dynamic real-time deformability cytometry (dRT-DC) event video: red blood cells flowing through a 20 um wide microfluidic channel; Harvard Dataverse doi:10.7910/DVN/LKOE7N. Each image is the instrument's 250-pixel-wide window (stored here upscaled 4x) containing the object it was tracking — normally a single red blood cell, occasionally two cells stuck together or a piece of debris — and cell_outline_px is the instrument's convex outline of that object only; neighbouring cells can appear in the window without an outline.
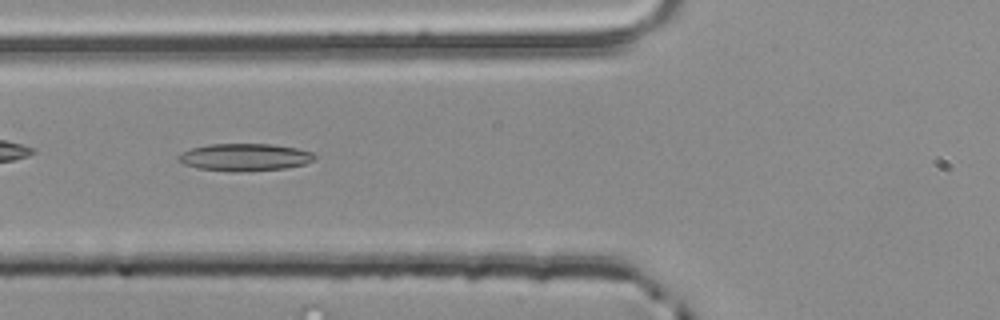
{"species": "common noctule bat (a hibernating species)", "species_latin": "Nyctalus noctula", "temperature_condition": "room temperature", "stored_images_in_passage": 46, "camera_frame_rate_fps": 3000, "um_per_image_px": 0.085, "animal": {"sex": "male", "body_mass_g": 20.4}, "frame": {"image": 1, "passage_image": 13, "time_ms": 4.0, "image_size_px": [1000, 320], "cell_outline_px": [[316, 160], [304, 164], [288, 168], [240, 172], [228, 172], [196, 168], [184, 164], [176, 160], [176, 156], [192, 148], [208, 144], [272, 144], [296, 148], [312, 152], [316, 156]], "centroid_in_image_um": [20.8, 13.37], "position_along_channel_um": 105.0, "area_um2": 22.02}}
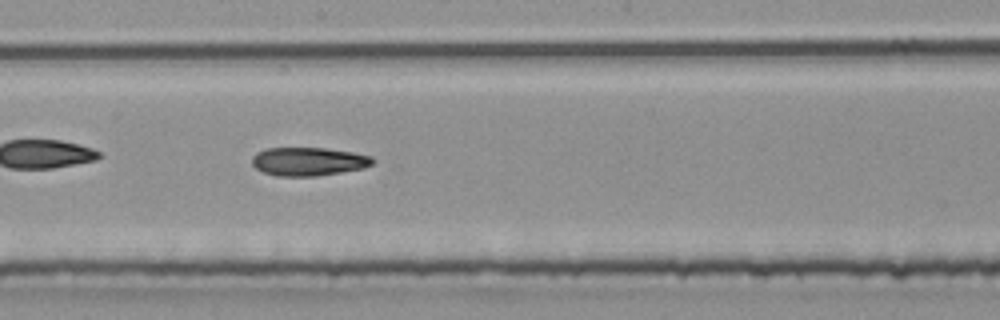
{"frame": {"image": 2, "passage_image": 22, "time_ms": 7.0, "image_size_px": [1000, 320], "cell_outline_px": [[376, 160], [372, 164], [364, 168], [316, 176], [276, 176], [264, 172], [256, 168], [252, 164], [252, 156], [256, 152], [264, 148], [324, 148], [352, 152], [372, 156]], "centroid_in_image_um": [26.21, 13.72], "position_along_channel_um": 222.0, "area_um2": 20.06}}
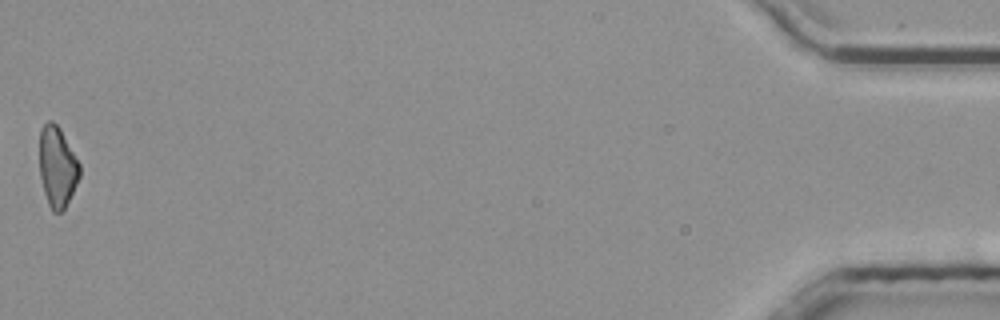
{"frame": {"image": 3, "passage_image": 46, "time_ms": 15.0, "image_size_px": [1000, 320], "cell_outline_px": [[80, 176], [64, 208], [60, 212], [52, 212], [48, 204], [44, 192], [40, 176], [40, 128], [48, 120], [52, 120], [60, 128], [80, 164]], "centroid_in_image_um": [4.86, 14.15], "position_along_channel_um": 430.3, "area_um2": 18.67}}